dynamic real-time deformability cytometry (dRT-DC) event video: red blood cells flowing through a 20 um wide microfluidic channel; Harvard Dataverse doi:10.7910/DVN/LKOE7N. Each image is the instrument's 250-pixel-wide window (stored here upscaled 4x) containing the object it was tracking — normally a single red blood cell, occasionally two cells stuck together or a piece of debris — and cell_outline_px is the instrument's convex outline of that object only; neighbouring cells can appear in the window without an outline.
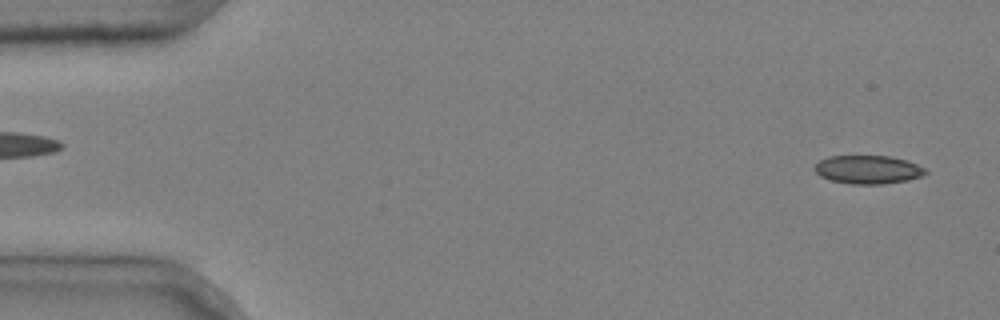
{"species": "common noctule bat (a hibernating species)", "species_latin": "Nyctalus noctula", "temperature_condition": "cold", "stored_images_in_passage": 2, "camera_frame_rate_fps": 3000, "um_per_image_px": 0.085, "animal": {"sex": "male", "body_mass_g": 20.4}, "frame": {"image": 1, "passage_image": 2, "time_ms": 0.333, "image_size_px": [1000, 320], "cell_outline_px": [[928, 172], [924, 176], [908, 180], [884, 184], [852, 184], [828, 180], [820, 176], [812, 168], [820, 160], [828, 156], [888, 156], [904, 160], [916, 164], [924, 168]], "centroid_in_image_um": [73.76, 14.42], "position_along_channel_um": 11.2, "area_um2": 18.44}}